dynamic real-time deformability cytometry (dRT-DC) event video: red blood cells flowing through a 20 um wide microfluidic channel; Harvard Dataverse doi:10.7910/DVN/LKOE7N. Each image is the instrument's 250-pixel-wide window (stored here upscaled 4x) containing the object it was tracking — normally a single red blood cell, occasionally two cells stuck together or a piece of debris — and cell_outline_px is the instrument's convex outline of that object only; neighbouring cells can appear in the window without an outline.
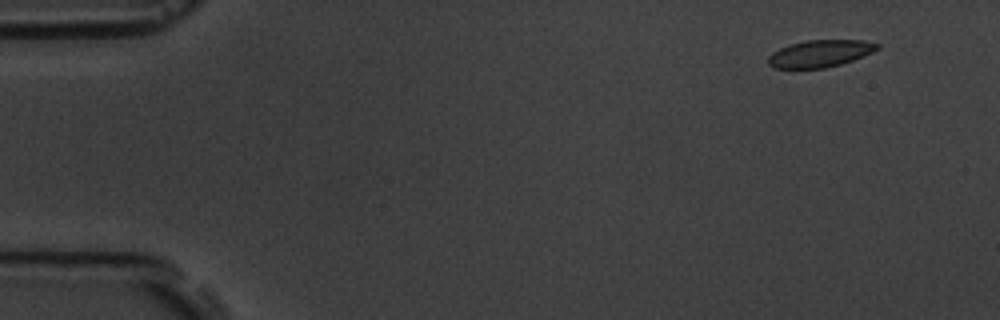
{"species": "common noctule bat (a hibernating species)", "species_latin": "Nyctalus noctula", "temperature_condition": "room temperature", "stored_images_in_passage": 5, "camera_frame_rate_fps": 3000, "um_per_image_px": 0.085, "animal": {"sex": "male", "body_mass_g": 19.5, "forearm_length_mm": 54.6}, "frame": {"image": 1, "passage_image": 2, "time_ms": 1.0, "image_size_px": [1000, 320], "cell_outline_px": [[880, 48], [872, 52], [852, 60], [840, 64], [824, 68], [772, 68], [768, 64], [768, 56], [772, 52], [788, 44], [808, 40], [864, 40], [880, 44]], "centroid_in_image_um": [69.68, 4.54], "position_along_channel_um": 15.3, "area_um2": 17.22}}